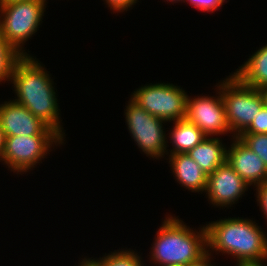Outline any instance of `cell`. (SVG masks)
Listing matches in <instances>:
<instances>
[{"mask_svg": "<svg viewBox=\"0 0 267 266\" xmlns=\"http://www.w3.org/2000/svg\"><path fill=\"white\" fill-rule=\"evenodd\" d=\"M46 69L31 55H23L14 65L10 78L17 95L15 102L26 107L37 118L65 138L60 121L57 93Z\"/></svg>", "mask_w": 267, "mask_h": 266, "instance_id": "cell-1", "label": "cell"}, {"mask_svg": "<svg viewBox=\"0 0 267 266\" xmlns=\"http://www.w3.org/2000/svg\"><path fill=\"white\" fill-rule=\"evenodd\" d=\"M259 227L255 221L239 217L209 222L205 226L207 252L232 255L237 262H266L267 234Z\"/></svg>", "mask_w": 267, "mask_h": 266, "instance_id": "cell-2", "label": "cell"}, {"mask_svg": "<svg viewBox=\"0 0 267 266\" xmlns=\"http://www.w3.org/2000/svg\"><path fill=\"white\" fill-rule=\"evenodd\" d=\"M167 216L156 233L151 262L158 266H186L207 253L205 226L194 231L178 217Z\"/></svg>", "mask_w": 267, "mask_h": 266, "instance_id": "cell-3", "label": "cell"}, {"mask_svg": "<svg viewBox=\"0 0 267 266\" xmlns=\"http://www.w3.org/2000/svg\"><path fill=\"white\" fill-rule=\"evenodd\" d=\"M47 0H24L0 4V32L22 56L29 55L23 44L42 23Z\"/></svg>", "mask_w": 267, "mask_h": 266, "instance_id": "cell-4", "label": "cell"}, {"mask_svg": "<svg viewBox=\"0 0 267 266\" xmlns=\"http://www.w3.org/2000/svg\"><path fill=\"white\" fill-rule=\"evenodd\" d=\"M226 119L233 137H238L264 106L259 89L242 83L234 74L222 82Z\"/></svg>", "mask_w": 267, "mask_h": 266, "instance_id": "cell-5", "label": "cell"}, {"mask_svg": "<svg viewBox=\"0 0 267 266\" xmlns=\"http://www.w3.org/2000/svg\"><path fill=\"white\" fill-rule=\"evenodd\" d=\"M131 99L149 114L166 122L185 119L187 92L172 83L142 86L133 92Z\"/></svg>", "mask_w": 267, "mask_h": 266, "instance_id": "cell-6", "label": "cell"}, {"mask_svg": "<svg viewBox=\"0 0 267 266\" xmlns=\"http://www.w3.org/2000/svg\"><path fill=\"white\" fill-rule=\"evenodd\" d=\"M63 138L58 133L39 135L6 136L2 160L11 171L18 174L28 172L46 158L51 146L61 145ZM57 144V145H56ZM45 156V157H44ZM43 158V159H42ZM40 161V162H39Z\"/></svg>", "mask_w": 267, "mask_h": 266, "instance_id": "cell-7", "label": "cell"}, {"mask_svg": "<svg viewBox=\"0 0 267 266\" xmlns=\"http://www.w3.org/2000/svg\"><path fill=\"white\" fill-rule=\"evenodd\" d=\"M124 115L127 128L142 152L154 159L169 155L166 150L168 139L163 129L166 121L149 114L132 99H129Z\"/></svg>", "mask_w": 267, "mask_h": 266, "instance_id": "cell-8", "label": "cell"}, {"mask_svg": "<svg viewBox=\"0 0 267 266\" xmlns=\"http://www.w3.org/2000/svg\"><path fill=\"white\" fill-rule=\"evenodd\" d=\"M218 96H188L185 119L196 125L206 136L232 133L226 119L222 97V82L217 86Z\"/></svg>", "mask_w": 267, "mask_h": 266, "instance_id": "cell-9", "label": "cell"}, {"mask_svg": "<svg viewBox=\"0 0 267 266\" xmlns=\"http://www.w3.org/2000/svg\"><path fill=\"white\" fill-rule=\"evenodd\" d=\"M248 187L244 179L225 161L208 175L205 193L213 206L231 207Z\"/></svg>", "mask_w": 267, "mask_h": 266, "instance_id": "cell-10", "label": "cell"}, {"mask_svg": "<svg viewBox=\"0 0 267 266\" xmlns=\"http://www.w3.org/2000/svg\"><path fill=\"white\" fill-rule=\"evenodd\" d=\"M0 125L5 136L57 133L26 107L14 100L0 104Z\"/></svg>", "mask_w": 267, "mask_h": 266, "instance_id": "cell-11", "label": "cell"}, {"mask_svg": "<svg viewBox=\"0 0 267 266\" xmlns=\"http://www.w3.org/2000/svg\"><path fill=\"white\" fill-rule=\"evenodd\" d=\"M234 139V140H233ZM226 151V161L249 185L254 187L267 181V166L262 159L238 137H233Z\"/></svg>", "mask_w": 267, "mask_h": 266, "instance_id": "cell-12", "label": "cell"}, {"mask_svg": "<svg viewBox=\"0 0 267 266\" xmlns=\"http://www.w3.org/2000/svg\"><path fill=\"white\" fill-rule=\"evenodd\" d=\"M169 163L180 185L192 192H205L208 175L188 153L169 155Z\"/></svg>", "mask_w": 267, "mask_h": 266, "instance_id": "cell-13", "label": "cell"}, {"mask_svg": "<svg viewBox=\"0 0 267 266\" xmlns=\"http://www.w3.org/2000/svg\"><path fill=\"white\" fill-rule=\"evenodd\" d=\"M227 148L220 138L207 136L187 153L209 175L226 161Z\"/></svg>", "mask_w": 267, "mask_h": 266, "instance_id": "cell-14", "label": "cell"}, {"mask_svg": "<svg viewBox=\"0 0 267 266\" xmlns=\"http://www.w3.org/2000/svg\"><path fill=\"white\" fill-rule=\"evenodd\" d=\"M249 57L233 74L250 87L259 90L267 87V44Z\"/></svg>", "mask_w": 267, "mask_h": 266, "instance_id": "cell-15", "label": "cell"}, {"mask_svg": "<svg viewBox=\"0 0 267 266\" xmlns=\"http://www.w3.org/2000/svg\"><path fill=\"white\" fill-rule=\"evenodd\" d=\"M173 124V129L168 136L173 146L170 155L187 153L207 137L196 125L186 119L174 121Z\"/></svg>", "mask_w": 267, "mask_h": 266, "instance_id": "cell-16", "label": "cell"}, {"mask_svg": "<svg viewBox=\"0 0 267 266\" xmlns=\"http://www.w3.org/2000/svg\"><path fill=\"white\" fill-rule=\"evenodd\" d=\"M22 55L11 46L0 32V82L10 81L14 65Z\"/></svg>", "mask_w": 267, "mask_h": 266, "instance_id": "cell-17", "label": "cell"}, {"mask_svg": "<svg viewBox=\"0 0 267 266\" xmlns=\"http://www.w3.org/2000/svg\"><path fill=\"white\" fill-rule=\"evenodd\" d=\"M141 257L134 250H121L105 253V256L99 259H91L97 266H144V261H141Z\"/></svg>", "mask_w": 267, "mask_h": 266, "instance_id": "cell-18", "label": "cell"}, {"mask_svg": "<svg viewBox=\"0 0 267 266\" xmlns=\"http://www.w3.org/2000/svg\"><path fill=\"white\" fill-rule=\"evenodd\" d=\"M238 138L256 153L267 166V133L240 134Z\"/></svg>", "mask_w": 267, "mask_h": 266, "instance_id": "cell-19", "label": "cell"}, {"mask_svg": "<svg viewBox=\"0 0 267 266\" xmlns=\"http://www.w3.org/2000/svg\"><path fill=\"white\" fill-rule=\"evenodd\" d=\"M267 133V107L264 105L250 125L241 134Z\"/></svg>", "mask_w": 267, "mask_h": 266, "instance_id": "cell-20", "label": "cell"}, {"mask_svg": "<svg viewBox=\"0 0 267 266\" xmlns=\"http://www.w3.org/2000/svg\"><path fill=\"white\" fill-rule=\"evenodd\" d=\"M189 2L192 6L200 11L215 12L218 10L225 0H184V2Z\"/></svg>", "mask_w": 267, "mask_h": 266, "instance_id": "cell-21", "label": "cell"}, {"mask_svg": "<svg viewBox=\"0 0 267 266\" xmlns=\"http://www.w3.org/2000/svg\"><path fill=\"white\" fill-rule=\"evenodd\" d=\"M115 13L128 11L138 0H104ZM129 8V9H128Z\"/></svg>", "mask_w": 267, "mask_h": 266, "instance_id": "cell-22", "label": "cell"}, {"mask_svg": "<svg viewBox=\"0 0 267 266\" xmlns=\"http://www.w3.org/2000/svg\"><path fill=\"white\" fill-rule=\"evenodd\" d=\"M255 190L257 191V203L260 205V208L267 219V181L256 186Z\"/></svg>", "mask_w": 267, "mask_h": 266, "instance_id": "cell-23", "label": "cell"}, {"mask_svg": "<svg viewBox=\"0 0 267 266\" xmlns=\"http://www.w3.org/2000/svg\"><path fill=\"white\" fill-rule=\"evenodd\" d=\"M211 252H207L205 255H203L200 259L191 262L190 264L186 266H214L211 264Z\"/></svg>", "mask_w": 267, "mask_h": 266, "instance_id": "cell-24", "label": "cell"}, {"mask_svg": "<svg viewBox=\"0 0 267 266\" xmlns=\"http://www.w3.org/2000/svg\"><path fill=\"white\" fill-rule=\"evenodd\" d=\"M5 138L6 136H5L4 130L1 128V125H0V161L2 160V155L4 152Z\"/></svg>", "mask_w": 267, "mask_h": 266, "instance_id": "cell-25", "label": "cell"}, {"mask_svg": "<svg viewBox=\"0 0 267 266\" xmlns=\"http://www.w3.org/2000/svg\"><path fill=\"white\" fill-rule=\"evenodd\" d=\"M236 266H265V263H264V261H260V262H238V263H236Z\"/></svg>", "mask_w": 267, "mask_h": 266, "instance_id": "cell-26", "label": "cell"}, {"mask_svg": "<svg viewBox=\"0 0 267 266\" xmlns=\"http://www.w3.org/2000/svg\"><path fill=\"white\" fill-rule=\"evenodd\" d=\"M83 261L79 263L78 266H97L92 260L91 258H85L82 259Z\"/></svg>", "mask_w": 267, "mask_h": 266, "instance_id": "cell-27", "label": "cell"}, {"mask_svg": "<svg viewBox=\"0 0 267 266\" xmlns=\"http://www.w3.org/2000/svg\"><path fill=\"white\" fill-rule=\"evenodd\" d=\"M260 92L264 99V105L267 107V87L260 89Z\"/></svg>", "mask_w": 267, "mask_h": 266, "instance_id": "cell-28", "label": "cell"}, {"mask_svg": "<svg viewBox=\"0 0 267 266\" xmlns=\"http://www.w3.org/2000/svg\"><path fill=\"white\" fill-rule=\"evenodd\" d=\"M18 1H24V0H0V4H10Z\"/></svg>", "mask_w": 267, "mask_h": 266, "instance_id": "cell-29", "label": "cell"}, {"mask_svg": "<svg viewBox=\"0 0 267 266\" xmlns=\"http://www.w3.org/2000/svg\"><path fill=\"white\" fill-rule=\"evenodd\" d=\"M166 1H167V2L170 1V2L173 3V4H174V3H177V2H180V1H181V2L183 1V2H184V0H166Z\"/></svg>", "mask_w": 267, "mask_h": 266, "instance_id": "cell-30", "label": "cell"}]
</instances>
